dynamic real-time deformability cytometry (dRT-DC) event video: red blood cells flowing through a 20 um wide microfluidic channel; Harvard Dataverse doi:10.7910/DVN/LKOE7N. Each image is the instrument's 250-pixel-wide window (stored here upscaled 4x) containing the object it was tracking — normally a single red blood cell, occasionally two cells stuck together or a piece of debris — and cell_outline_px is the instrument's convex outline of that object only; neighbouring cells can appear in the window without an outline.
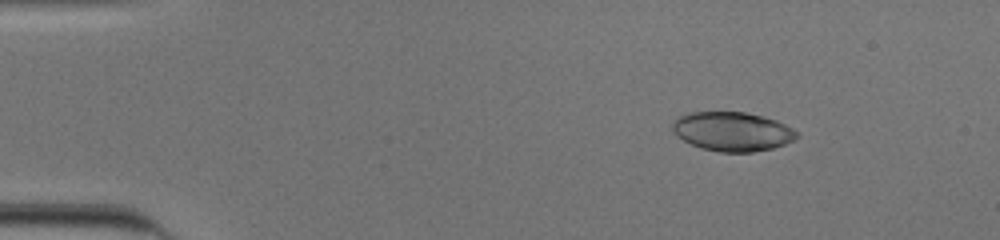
{"species": "human", "species_latin": "Homo sapiens", "temperature_condition": "cold", "stored_images_in_passage": 46, "camera_frame_rate_fps": 3000, "um_per_image_px": 0.085, "donor": {"sex": "male"}, "frame": {"image": 1, "passage_image": 1, "time_ms": 0.0, "image_size_px": [1000, 240], "cell_outline_px": [[800, 136], [796, 140], [772, 148], [752, 152], [720, 152], [700, 148], [676, 136], [672, 132], [672, 124], [680, 116], [688, 112], [744, 112], [764, 116], [776, 120], [800, 132]], "centroid_in_image_um": [62.28, 11.18], "position_along_channel_um": 22.7, "area_um2": 28.55}}
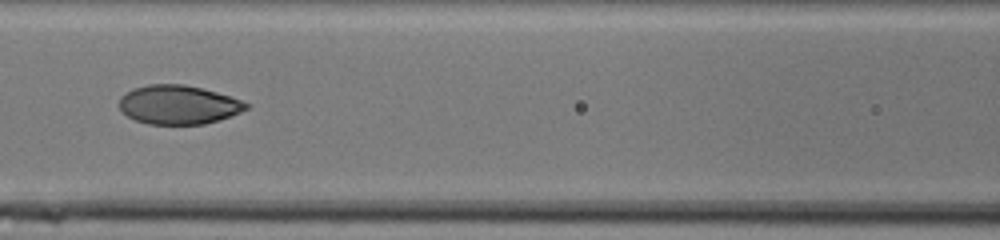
{"frame": {"image": 2, "passage_image": 18, "time_ms": 5.667, "image_size_px": [1000, 240], "cell_outline_px": [[248, 108], [240, 112], [220, 120], [204, 124], [148, 124], [136, 120], [120, 112], [120, 96], [132, 88], [148, 84], [184, 84], [232, 96], [244, 100], [248, 104]], "centroid_in_image_um": [15.16, 8.9], "position_along_channel_um": 151.4, "area_um2": 28.96}}
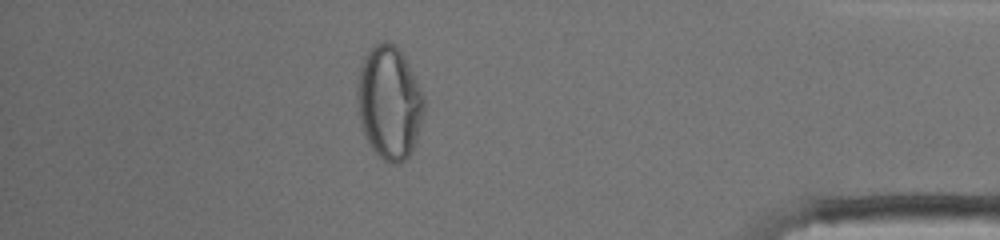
{"frame": {"image": 3, "passage_image": 40, "time_ms": 13.0, "image_size_px": [1000, 240], "cell_outline_px": [[428, 104], [412, 152], [404, 160], [396, 164], [392, 164], [384, 160], [372, 148], [364, 136], [356, 100], [356, 84], [360, 68], [364, 56], [380, 40], [388, 40], [396, 44], [404, 56]], "centroid_in_image_um": [33.1, 8.7], "position_along_channel_um": 402.1, "area_um2": 44.62}, "authors_computed_cell_mechanics": {"area_um2": 29.2757, "velocity_mm_per_s": 3.9142, "shape_relaxation_time_tau1_ms": 10.7924, "shape_relaxation_time_tau2_ms": null, "deformation_change_tau1": 0.3217, "deformation_change_tau2": null}}